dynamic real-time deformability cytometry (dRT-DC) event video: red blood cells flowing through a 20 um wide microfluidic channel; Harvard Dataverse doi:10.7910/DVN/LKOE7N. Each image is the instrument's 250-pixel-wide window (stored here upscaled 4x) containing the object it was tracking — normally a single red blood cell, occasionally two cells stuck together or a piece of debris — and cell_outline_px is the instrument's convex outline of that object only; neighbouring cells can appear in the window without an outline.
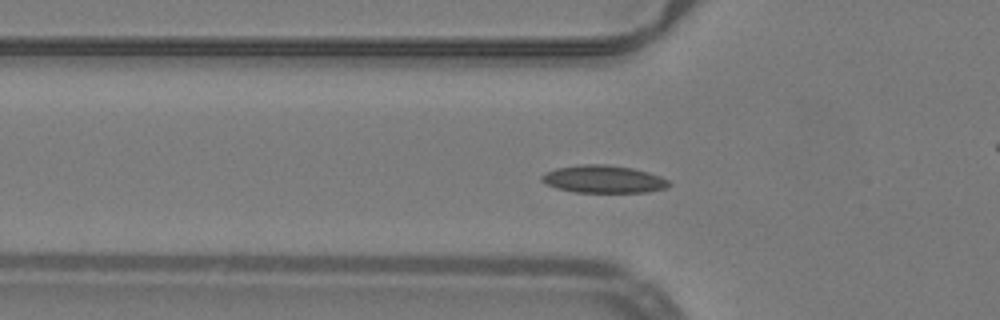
{"species": "common noctule bat (a hibernating species)", "species_latin": "Nyctalus noctula", "temperature_condition": "warm", "stored_images_in_passage": 4, "camera_frame_rate_fps": 3000, "um_per_image_px": 0.085, "animal": {"sex": "male", "body_mass_g": 19.2, "forearm_length_mm": 51.8}, "frame": {"image": 1, "passage_image": 3, "time_ms": 0.667, "image_size_px": [1000, 320], "cell_outline_px": [[672, 184], [668, 188], [648, 192], [576, 192], [556, 188], [540, 180], [540, 176], [556, 168], [584, 164], [604, 164], [632, 168], [648, 172], [660, 176], [668, 180]], "centroid_in_image_um": [51.34, 15.23], "position_along_channel_um": 74.5, "area_um2": 20.4}}